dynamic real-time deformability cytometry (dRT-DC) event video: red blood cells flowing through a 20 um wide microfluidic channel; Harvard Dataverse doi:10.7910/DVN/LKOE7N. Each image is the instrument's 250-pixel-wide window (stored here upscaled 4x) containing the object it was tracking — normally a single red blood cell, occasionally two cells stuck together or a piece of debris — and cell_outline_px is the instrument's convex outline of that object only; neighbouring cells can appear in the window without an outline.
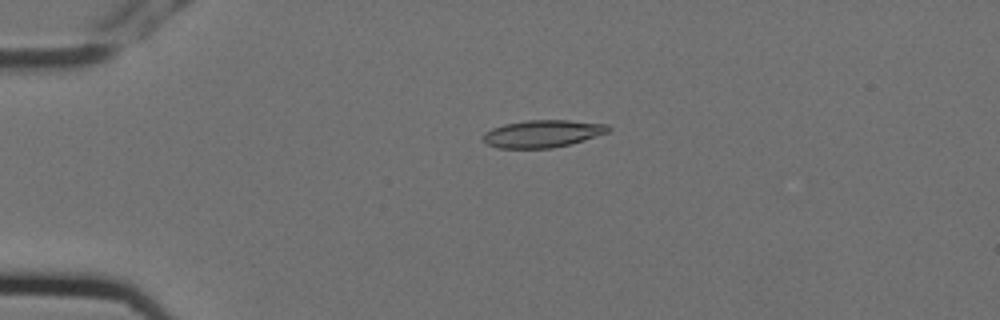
{"species": "Egyptian fruit bat (a non-hibernating species)", "species_latin": "Rousettus aegyptiacus", "temperature_condition": "cold", "stored_images_in_passage": 5, "camera_frame_rate_fps": 3000, "um_per_image_px": 0.085, "animal": {"sex": "female"}, "frame": {"image": 1, "passage_image": 4, "time_ms": 1.0, "image_size_px": [1000, 320], "cell_outline_px": [[612, 128], [608, 132], [584, 140], [552, 148], [496, 148], [488, 144], [480, 136], [484, 132], [492, 128], [504, 124], [528, 120], [568, 120], [608, 124]], "centroid_in_image_um": [46.1, 11.36], "position_along_channel_um": 38.9, "area_um2": 20.0}}